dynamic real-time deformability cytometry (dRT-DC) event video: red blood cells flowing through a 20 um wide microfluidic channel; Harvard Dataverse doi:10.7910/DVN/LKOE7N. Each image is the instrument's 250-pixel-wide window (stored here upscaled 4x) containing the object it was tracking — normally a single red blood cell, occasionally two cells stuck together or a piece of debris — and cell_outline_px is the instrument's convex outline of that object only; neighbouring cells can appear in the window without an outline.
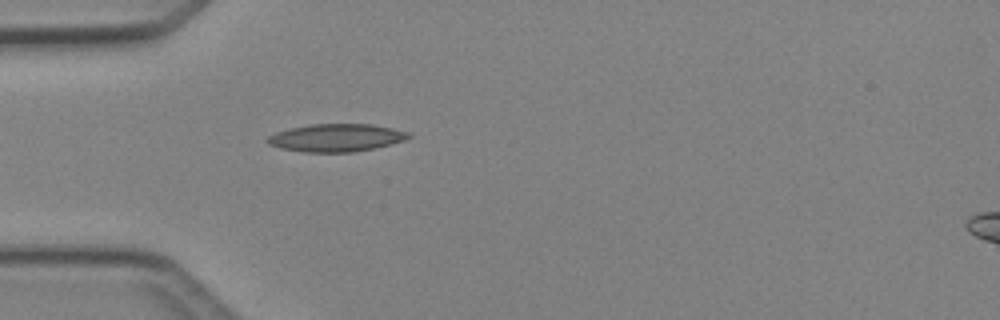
{"species": "Egyptian fruit bat (a non-hibernating species)", "species_latin": "Rousettus aegyptiacus", "temperature_condition": "cold", "stored_images_in_passage": 4, "camera_frame_rate_fps": 3000, "um_per_image_px": 0.085, "animal": {"sex": "female"}, "frame": {"image": 1, "passage_image": 4, "time_ms": 3.667, "image_size_px": [1000, 320], "cell_outline_px": [[412, 136], [404, 140], [372, 148], [352, 152], [304, 152], [280, 148], [268, 144], [264, 140], [268, 136], [276, 132], [292, 128], [312, 124], [372, 124], [392, 128], [408, 132]], "centroid_in_image_um": [28.54, 11.7], "position_along_channel_um": 56.5, "area_um2": 22.6}}